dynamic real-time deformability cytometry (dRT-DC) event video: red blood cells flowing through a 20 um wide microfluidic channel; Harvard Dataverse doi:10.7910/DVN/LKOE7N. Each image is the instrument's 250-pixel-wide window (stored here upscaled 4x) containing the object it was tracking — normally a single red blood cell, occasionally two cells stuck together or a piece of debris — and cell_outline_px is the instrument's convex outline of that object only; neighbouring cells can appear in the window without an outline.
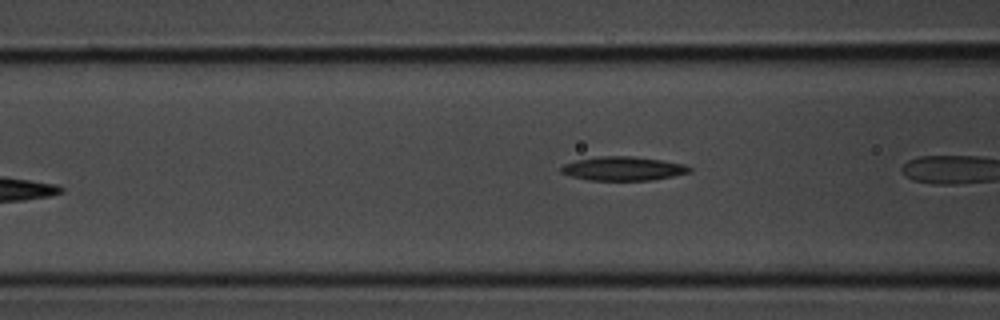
{"species": "common noctule bat (a hibernating species)", "species_latin": "Nyctalus noctula", "temperature_condition": "room temperature", "stored_images_in_passage": 4, "camera_frame_rate_fps": 3000, "um_per_image_px": 0.085, "animal": {"sex": "male", "body_mass_g": 20.1, "forearm_length_mm": 53.5}, "frame": {"image": 1, "passage_image": 4, "time_ms": 1.0, "image_size_px": [1000, 320], "cell_outline_px": [[692, 172], [652, 180], [588, 180], [572, 176], [560, 172], [560, 168], [564, 164], [576, 160], [596, 156], [632, 156], [660, 160], [684, 164], [692, 168]], "centroid_in_image_um": [52.96, 14.32], "position_along_channel_um": 113.6, "area_um2": 17.86}}